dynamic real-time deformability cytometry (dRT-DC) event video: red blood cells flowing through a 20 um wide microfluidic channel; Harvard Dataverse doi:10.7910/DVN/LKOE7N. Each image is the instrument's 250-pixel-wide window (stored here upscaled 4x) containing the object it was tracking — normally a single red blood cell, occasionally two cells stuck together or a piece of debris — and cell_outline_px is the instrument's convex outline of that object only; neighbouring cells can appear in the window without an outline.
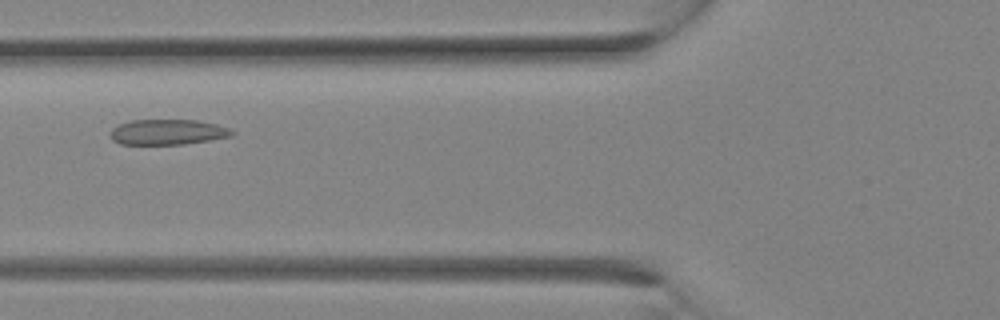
{"species": "Egyptian fruit bat (a non-hibernating species)", "species_latin": "Rousettus aegyptiacus", "temperature_condition": "room temperature", "stored_images_in_passage": 21, "camera_frame_rate_fps": 3000, "um_per_image_px": 0.085, "animal": {"sex": "female"}, "frame": {"image": 1, "passage_image": 3, "time_ms": 0.667, "image_size_px": [1000, 320], "cell_outline_px": [[236, 132], [232, 136], [184, 144], [120, 144], [112, 140], [112, 128], [120, 124], [132, 120], [196, 120], [216, 124], [228, 128]], "centroid_in_image_um": [14.27, 11.22], "position_along_channel_um": 111.5, "area_um2": 17.8}}
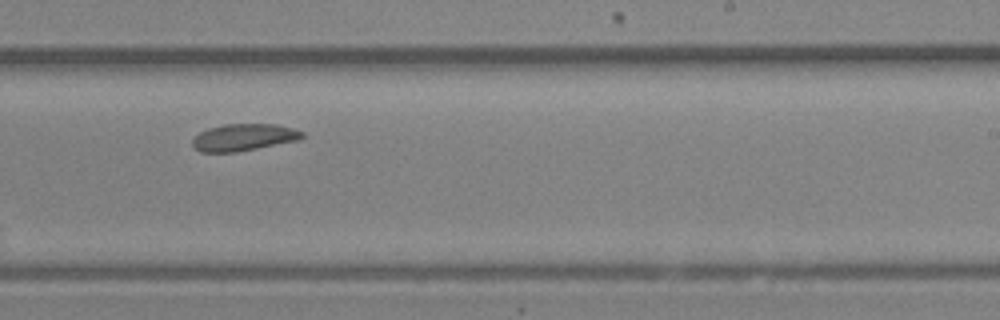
{"frame": {"image": 2, "passage_image": 10, "time_ms": 3.0, "image_size_px": [1000, 320], "cell_outline_px": [[304, 136], [300, 140], [236, 152], [200, 152], [192, 144], [192, 140], [200, 132], [208, 128], [224, 124], [276, 124], [292, 128], [304, 132]], "centroid_in_image_um": [20.73, 11.67], "position_along_channel_um": 268.3, "area_um2": 17.22}}
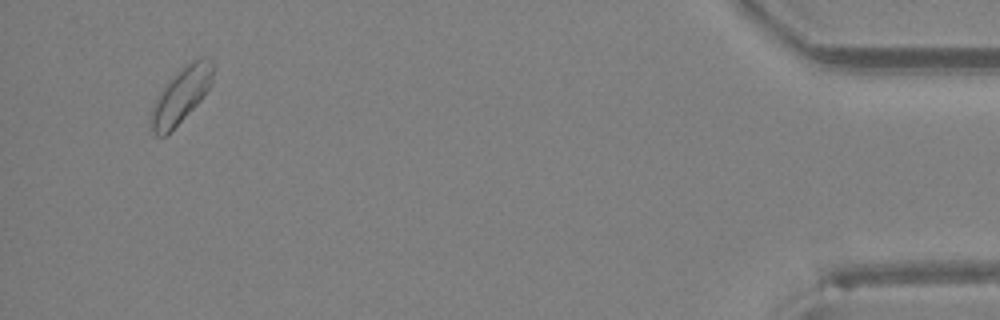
{"frame": {"image": 3, "passage_image": 20, "time_ms": 6.333, "image_size_px": [1000, 320], "cell_outline_px": [[216, 68], [212, 84], [200, 100], [164, 136], [156, 136], [152, 128], [152, 108], [156, 96], [168, 80], [176, 72], [192, 60], [200, 56], [208, 56], [216, 64]], "centroid_in_image_um": [15.46, 7.97], "position_along_channel_um": 419.7, "area_um2": 19.88}}